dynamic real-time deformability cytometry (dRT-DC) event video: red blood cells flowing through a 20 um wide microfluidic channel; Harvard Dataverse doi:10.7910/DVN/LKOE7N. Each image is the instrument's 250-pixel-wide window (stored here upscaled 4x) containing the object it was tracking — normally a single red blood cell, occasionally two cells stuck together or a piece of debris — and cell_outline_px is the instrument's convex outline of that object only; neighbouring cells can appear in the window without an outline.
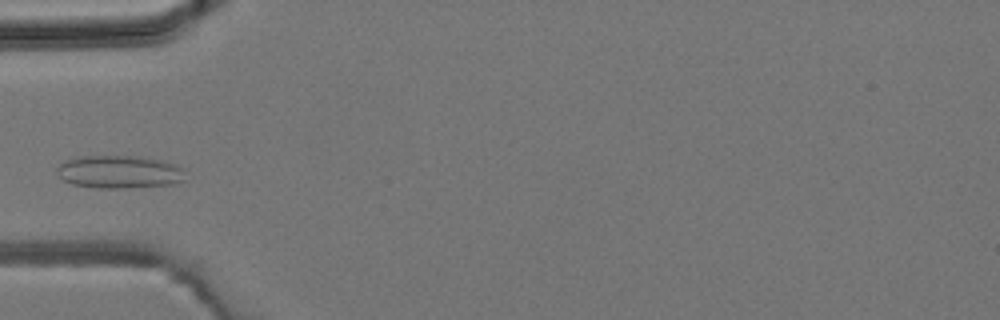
{"species": "common noctule bat (a hibernating species)", "species_latin": "Nyctalus noctula", "temperature_condition": "room temperature", "stored_images_in_passage": 1, "camera_frame_rate_fps": 3000, "um_per_image_px": 0.085, "animal": {"sex": "male", "body_mass_g": 19.2, "forearm_length_mm": 51.8}, "frame": {"image": 1, "passage_image": 1, "time_ms": 0.0, "image_size_px": [1000, 320], "cell_outline_px": [[184, 180], [176, 184], [124, 188], [96, 188], [72, 184], [64, 180], [56, 172], [56, 168], [64, 160], [76, 156], [136, 156], [164, 160], [176, 164], [180, 168]], "centroid_in_image_um": [10.1, 14.6], "position_along_channel_um": 74.9, "area_um2": 24.74}}